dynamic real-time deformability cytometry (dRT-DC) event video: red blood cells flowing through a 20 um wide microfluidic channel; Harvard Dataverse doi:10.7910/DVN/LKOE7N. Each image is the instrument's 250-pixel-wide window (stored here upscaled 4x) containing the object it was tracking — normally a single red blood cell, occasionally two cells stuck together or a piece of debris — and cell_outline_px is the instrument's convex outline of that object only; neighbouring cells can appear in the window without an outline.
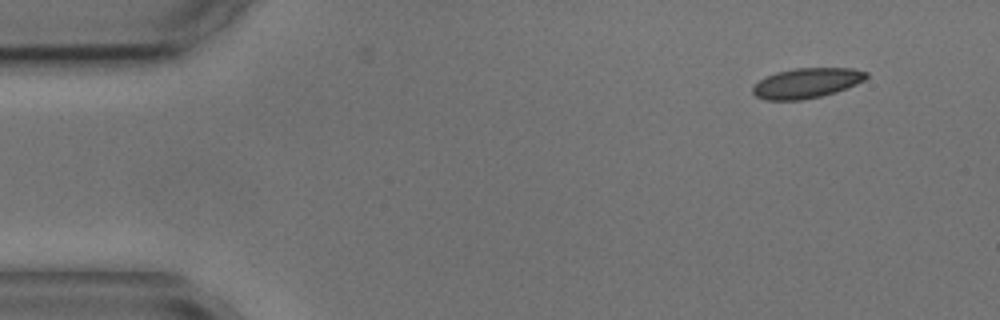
{"species": "common noctule bat (a hibernating species)", "species_latin": "Nyctalus noctula", "temperature_condition": "cold", "stored_images_in_passage": 8, "camera_frame_rate_fps": 3000, "um_per_image_px": 0.085, "animal": {"sex": "male", "body_mass_g": 17.9, "forearm_length_mm": 54.2}, "frame": {"image": 1, "passage_image": 1, "time_ms": 0.0, "image_size_px": [1000, 320], "cell_outline_px": [[868, 76], [864, 80], [856, 84], [836, 92], [804, 100], [764, 100], [756, 96], [752, 92], [752, 88], [760, 80], [776, 72], [796, 68], [852, 68], [868, 72]], "centroid_in_image_um": [68.57, 7.06], "position_along_channel_um": 16.4, "area_um2": 19.83}}
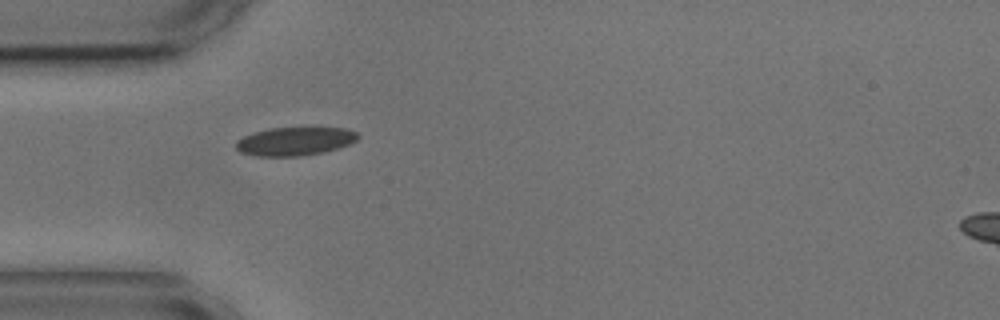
{"frame": {"image": 2, "passage_image": 4, "time_ms": 3.667, "image_size_px": [1000, 320], "cell_outline_px": [[360, 136], [356, 140], [348, 144], [324, 152], [300, 156], [256, 156], [240, 152], [236, 148], [236, 140], [244, 136], [268, 128], [344, 128], [356, 132]], "centroid_in_image_um": [25.04, 12.01], "position_along_channel_um": 60.0, "area_um2": 20.0}}